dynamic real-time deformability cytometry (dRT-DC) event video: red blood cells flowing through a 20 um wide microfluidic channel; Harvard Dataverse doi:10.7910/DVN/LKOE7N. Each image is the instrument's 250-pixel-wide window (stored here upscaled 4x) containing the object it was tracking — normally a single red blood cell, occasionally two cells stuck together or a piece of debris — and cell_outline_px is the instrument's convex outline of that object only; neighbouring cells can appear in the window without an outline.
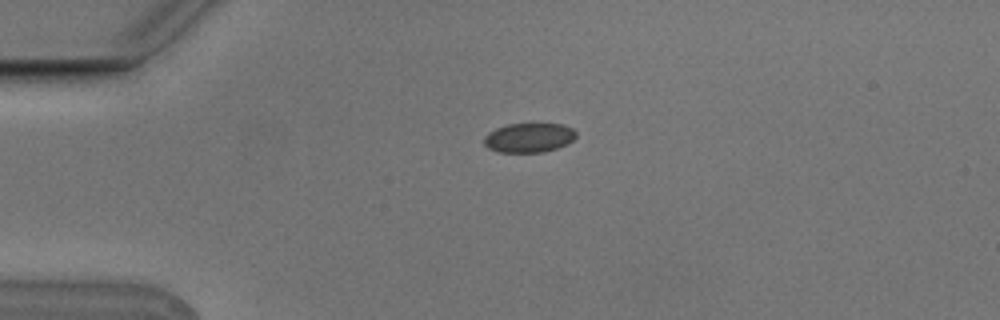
{"species": "Egyptian fruit bat (a non-hibernating species)", "species_latin": "Rousettus aegyptiacus", "temperature_condition": "cold", "stored_images_in_passage": 2, "camera_frame_rate_fps": 3000, "um_per_image_px": 0.085, "animal": {"sex": "male"}, "frame": {"image": 1, "passage_image": 1, "time_ms": 0.0, "image_size_px": [1000, 320], "cell_outline_px": [[576, 136], [572, 140], [556, 148], [544, 152], [500, 152], [488, 148], [484, 144], [484, 136], [488, 132], [496, 128], [508, 124], [564, 124], [572, 128], [576, 132]], "centroid_in_image_um": [44.94, 11.7], "position_along_channel_um": 40.1, "area_um2": 15.66}}